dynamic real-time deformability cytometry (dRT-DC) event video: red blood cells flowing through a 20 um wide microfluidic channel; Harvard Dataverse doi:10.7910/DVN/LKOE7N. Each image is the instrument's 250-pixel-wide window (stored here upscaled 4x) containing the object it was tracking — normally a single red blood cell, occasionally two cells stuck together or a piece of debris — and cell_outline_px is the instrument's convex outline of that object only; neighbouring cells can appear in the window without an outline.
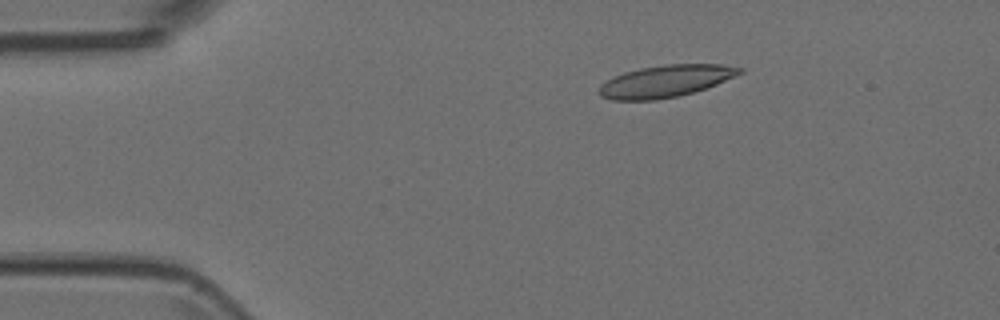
{"species": "Egyptian fruit bat (a non-hibernating species)", "species_latin": "Rousettus aegyptiacus", "temperature_condition": "room temperature", "stored_images_in_passage": 6, "camera_frame_rate_fps": 3000, "um_per_image_px": 0.085, "animal": {"sex": "female"}, "frame": {"image": 1, "passage_image": 3, "time_ms": 0.667, "image_size_px": [1000, 320], "cell_outline_px": [[744, 72], [716, 84], [692, 92], [676, 96], [656, 100], [612, 100], [600, 96], [596, 92], [600, 84], [624, 72], [640, 68], [668, 64], [720, 64], [744, 68]], "centroid_in_image_um": [56.54, 6.9], "position_along_channel_um": 28.5, "area_um2": 26.07}}
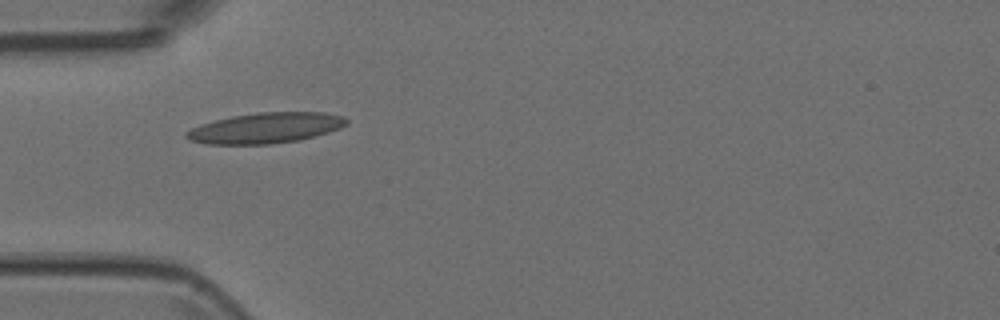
{"frame": {"image": 2, "passage_image": 5, "time_ms": 1.333, "image_size_px": [1000, 320], "cell_outline_px": [[348, 124], [340, 128], [328, 132], [300, 140], [268, 144], [204, 144], [188, 140], [184, 136], [184, 132], [200, 124], [232, 116], [256, 112], [324, 112], [344, 116], [348, 120]], "centroid_in_image_um": [22.56, 10.87], "position_along_channel_um": 62.4, "area_um2": 28.67}}
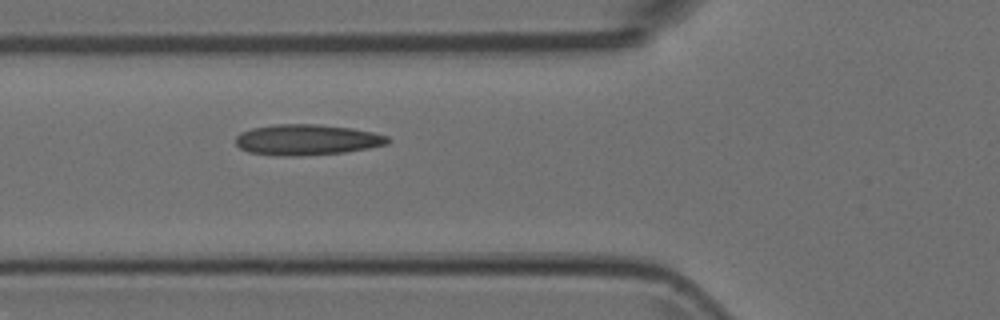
{"frame": {"image": 3, "passage_image": 6, "time_ms": 1.667, "image_size_px": [1000, 320], "cell_outline_px": [[392, 140], [388, 144], [368, 148], [344, 152], [300, 156], [280, 156], [248, 152], [240, 148], [236, 144], [236, 136], [240, 132], [252, 128], [276, 124], [316, 124], [352, 128], [372, 132], [388, 136]], "centroid_in_image_um": [26.09, 11.88], "position_along_channel_um": 99.7, "area_um2": 27.34}}